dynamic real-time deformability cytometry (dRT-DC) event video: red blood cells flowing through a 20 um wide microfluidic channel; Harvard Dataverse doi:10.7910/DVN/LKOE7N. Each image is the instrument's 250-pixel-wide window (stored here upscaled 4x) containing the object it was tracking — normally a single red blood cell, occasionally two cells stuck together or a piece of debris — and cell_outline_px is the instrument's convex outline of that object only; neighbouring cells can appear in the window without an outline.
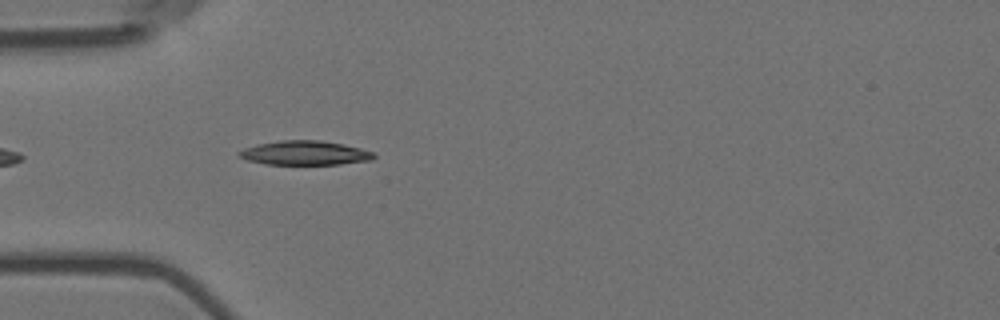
{"species": "Egyptian fruit bat (a non-hibernating species)", "species_latin": "Rousettus aegyptiacus", "temperature_condition": "room temperature", "stored_images_in_passage": 13, "camera_frame_rate_fps": 3000, "um_per_image_px": 0.085, "animal": {"sex": "female"}, "frame": {"image": 1, "passage_image": 3, "time_ms": 0.667, "image_size_px": [1000, 320], "cell_outline_px": [[376, 156], [372, 160], [340, 164], [264, 164], [248, 160], [240, 156], [236, 152], [244, 148], [260, 144], [280, 140], [320, 140], [344, 144], [376, 152]], "centroid_in_image_um": [25.96, 13.0], "position_along_channel_um": 59.0, "area_um2": 19.02}}
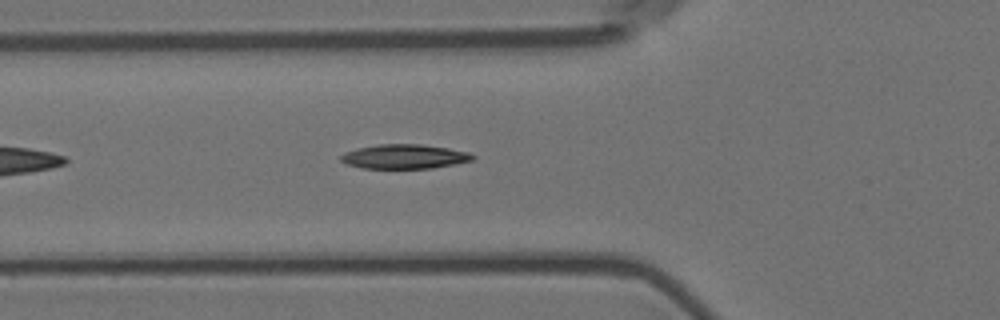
{"frame": {"image": 2, "passage_image": 6, "time_ms": 1.667, "image_size_px": [1000, 320], "cell_outline_px": [[476, 160], [456, 164], [432, 168], [360, 168], [348, 164], [340, 160], [340, 156], [344, 152], [356, 148], [380, 144], [420, 144], [448, 148], [468, 152], [476, 156]], "centroid_in_image_um": [34.4, 13.31], "position_along_channel_um": 91.4, "area_um2": 18.84}}
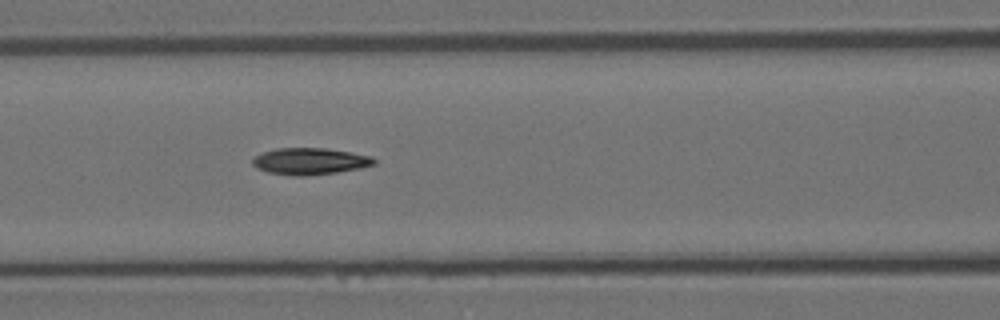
{"frame": {"image": 3, "passage_image": 10, "time_ms": 3.0, "image_size_px": [1000, 320], "cell_outline_px": [[376, 164], [360, 168], [336, 172], [308, 176], [292, 176], [268, 172], [256, 168], [252, 164], [252, 160], [256, 156], [264, 152], [276, 148], [324, 148], [352, 152], [372, 156], [376, 160]], "centroid_in_image_um": [26.36, 13.71], "position_along_channel_um": 140.2, "area_um2": 18.96}}